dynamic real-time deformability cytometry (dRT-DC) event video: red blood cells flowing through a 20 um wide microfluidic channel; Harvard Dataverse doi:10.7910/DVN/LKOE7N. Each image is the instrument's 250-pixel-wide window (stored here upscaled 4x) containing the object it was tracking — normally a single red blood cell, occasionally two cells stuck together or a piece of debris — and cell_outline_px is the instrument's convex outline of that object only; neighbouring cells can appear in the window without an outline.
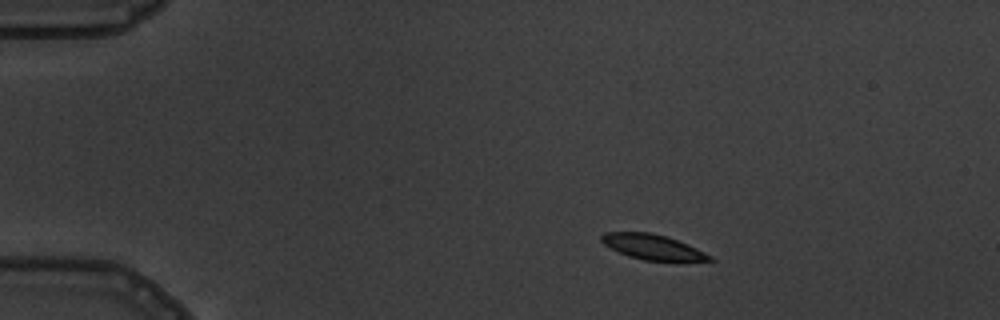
{"species": "common noctule bat (a hibernating species)", "species_latin": "Nyctalus noctula", "temperature_condition": "warm", "stored_images_in_passage": 4, "camera_frame_rate_fps": 3000, "um_per_image_px": 0.085, "animal": {"sex": "male", "body_mass_g": 19.5, "forearm_length_mm": 54.6}, "frame": {"image": 1, "passage_image": 1, "time_ms": 0.0, "image_size_px": [1000, 320], "cell_outline_px": [[716, 260], [644, 260], [628, 256], [604, 244], [600, 240], [600, 236], [604, 232], [648, 232], [668, 236], [688, 244], [712, 256]], "centroid_in_image_um": [55.45, 20.97], "position_along_channel_um": 29.6, "area_um2": 15.61}}
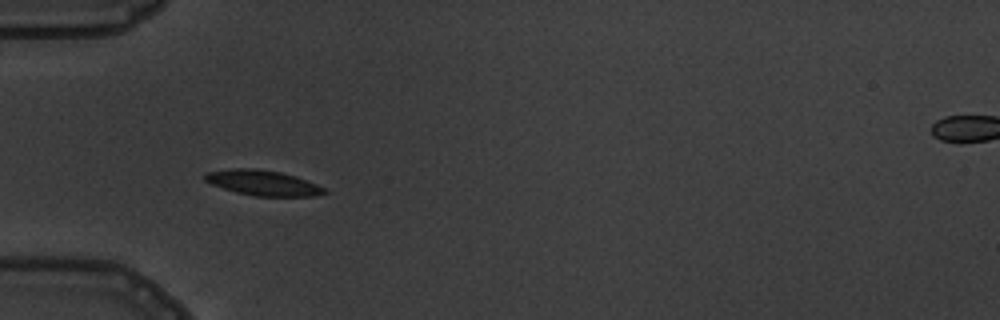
{"frame": {"image": 2, "passage_image": 3, "time_ms": 2.667, "image_size_px": [1000, 320], "cell_outline_px": [[328, 192], [312, 196], [252, 196], [236, 192], [212, 184], [204, 180], [204, 172], [232, 168], [256, 168], [280, 172], [296, 176], [316, 184], [324, 188]], "centroid_in_image_um": [22.31, 15.53], "position_along_channel_um": 62.7, "area_um2": 17.57}}